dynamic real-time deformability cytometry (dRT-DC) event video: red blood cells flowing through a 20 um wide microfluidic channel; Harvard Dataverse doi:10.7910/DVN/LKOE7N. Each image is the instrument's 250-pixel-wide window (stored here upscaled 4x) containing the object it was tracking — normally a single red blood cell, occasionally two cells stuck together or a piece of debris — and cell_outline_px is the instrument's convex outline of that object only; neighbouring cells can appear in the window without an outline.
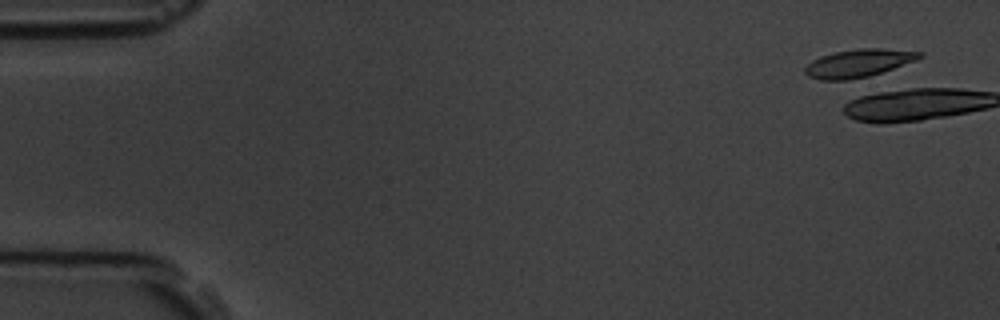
{"species": "common noctule bat (a hibernating species)", "species_latin": "Nyctalus noctula", "temperature_condition": "room temperature", "stored_images_in_passage": 7, "camera_frame_rate_fps": 3000, "um_per_image_px": 0.085, "animal": {"sex": "male", "body_mass_g": 19.5, "forearm_length_mm": 54.6}, "frame": {"image": 1, "passage_image": 1, "time_ms": 0.0, "image_size_px": [1000, 320], "cell_outline_px": [[924, 56], [916, 60], [860, 80], [820, 80], [808, 76], [804, 72], [804, 68], [812, 60], [820, 56], [836, 52], [860, 48], [880, 48], [924, 52]], "centroid_in_image_um": [72.97, 5.39], "position_along_channel_um": 12.0, "area_um2": 18.9}}
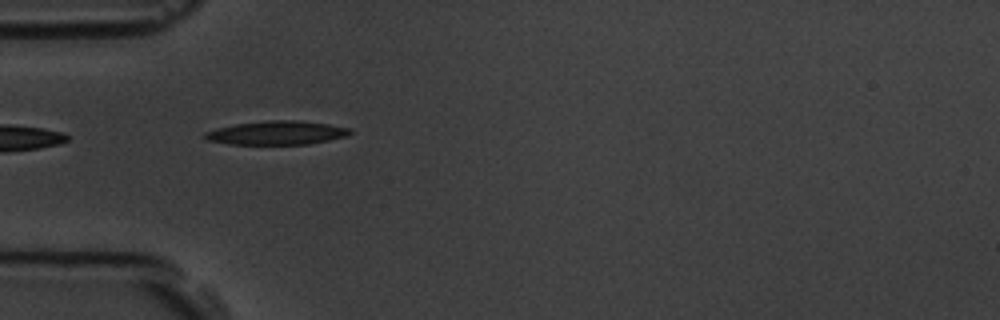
{"frame": {"image": 2, "passage_image": 6, "time_ms": 5.667, "image_size_px": [1000, 320], "cell_outline_px": [[352, 132], [348, 136], [308, 144], [232, 144], [208, 140], [204, 136], [204, 132], [216, 128], [236, 124], [268, 120], [300, 120], [328, 124], [352, 128]], "centroid_in_image_um": [23.57, 11.28], "position_along_channel_um": 61.4, "area_um2": 20.06}}
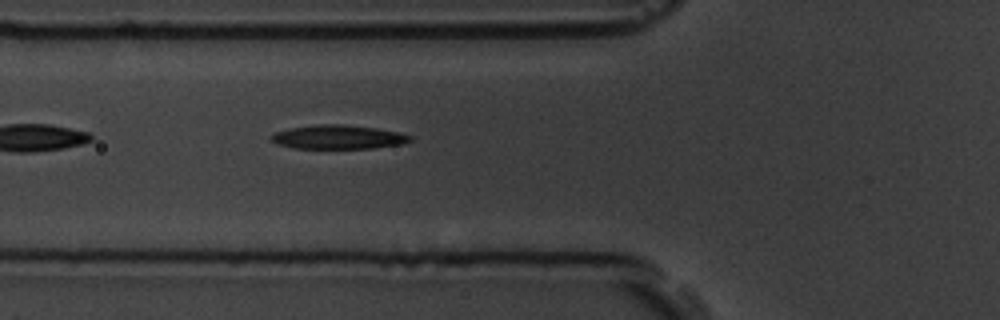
{"frame": {"image": 3, "passage_image": 7, "time_ms": 6.667, "image_size_px": [1000, 320], "cell_outline_px": [[412, 140], [404, 144], [372, 148], [296, 148], [276, 144], [268, 136], [276, 132], [288, 128], [320, 124], [340, 124], [376, 128], [400, 132], [412, 136]], "centroid_in_image_um": [28.76, 11.65], "position_along_channel_um": 97.0, "area_um2": 19.42}}